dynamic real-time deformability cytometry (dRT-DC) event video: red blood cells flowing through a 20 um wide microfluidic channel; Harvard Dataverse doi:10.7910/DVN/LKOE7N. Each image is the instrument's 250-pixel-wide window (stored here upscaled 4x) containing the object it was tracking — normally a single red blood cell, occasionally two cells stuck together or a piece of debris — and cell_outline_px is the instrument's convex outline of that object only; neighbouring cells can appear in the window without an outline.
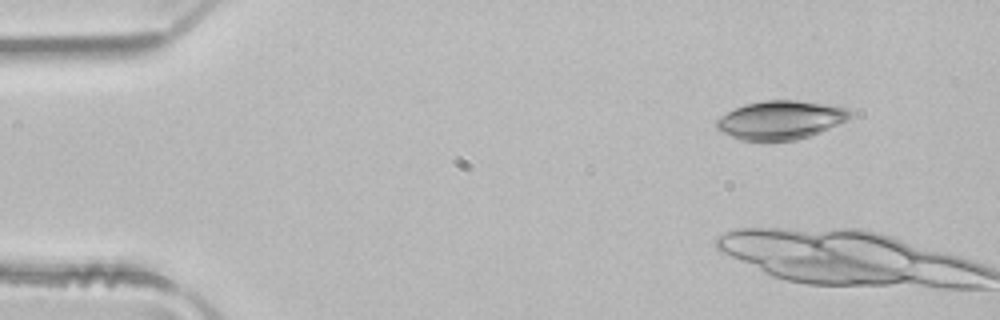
{"species": "common noctule bat (a hibernating species)", "species_latin": "Nyctalus noctula", "temperature_condition": "room temperature", "stored_images_in_passage": 4, "camera_frame_rate_fps": 3000, "um_per_image_px": 0.085, "animal": {"sex": "male", "body_mass_g": 21.5, "forearm_length_mm": 52.0}, "frame": {"image": 1, "passage_image": 1, "time_ms": 0.0, "image_size_px": [1000, 320], "cell_outline_px": [[852, 116], [820, 132], [796, 140], [740, 140], [716, 128], [716, 120], [720, 116], [744, 104], [764, 100], [796, 100], [824, 104], [848, 108], [852, 112]], "centroid_in_image_um": [66.33, 10.19], "position_along_channel_um": 18.7, "area_um2": 29.59}}